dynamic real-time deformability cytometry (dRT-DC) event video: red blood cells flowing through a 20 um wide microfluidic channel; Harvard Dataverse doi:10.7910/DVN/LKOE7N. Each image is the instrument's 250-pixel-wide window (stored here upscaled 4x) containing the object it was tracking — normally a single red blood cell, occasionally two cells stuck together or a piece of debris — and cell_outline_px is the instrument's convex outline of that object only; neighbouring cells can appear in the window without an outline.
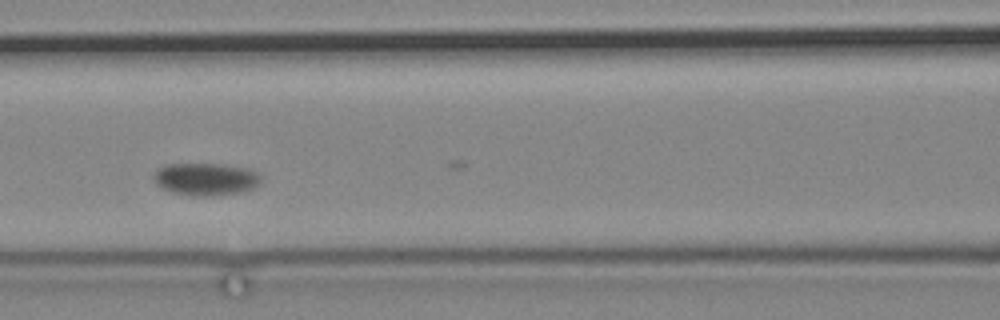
{"species": "common noctule bat (a hibernating species)", "species_latin": "Nyctalus noctula", "temperature_condition": "cold", "stored_images_in_passage": 5, "camera_frame_rate_fps": 3000, "um_per_image_px": 0.085, "animal": {"sex": "male", "body_mass_g": 19.2, "forearm_length_mm": 51.8}, "frame": {"image": 1, "passage_image": 4, "time_ms": 3.667, "image_size_px": [1000, 320], "cell_outline_px": [[260, 184], [252, 188], [240, 192], [204, 196], [192, 196], [172, 192], [160, 188], [156, 184], [152, 176], [160, 168], [168, 164], [220, 164], [248, 168], [256, 172], [260, 176]], "centroid_in_image_um": [17.47, 15.23], "position_along_channel_um": 149.1, "area_um2": 20.17}}